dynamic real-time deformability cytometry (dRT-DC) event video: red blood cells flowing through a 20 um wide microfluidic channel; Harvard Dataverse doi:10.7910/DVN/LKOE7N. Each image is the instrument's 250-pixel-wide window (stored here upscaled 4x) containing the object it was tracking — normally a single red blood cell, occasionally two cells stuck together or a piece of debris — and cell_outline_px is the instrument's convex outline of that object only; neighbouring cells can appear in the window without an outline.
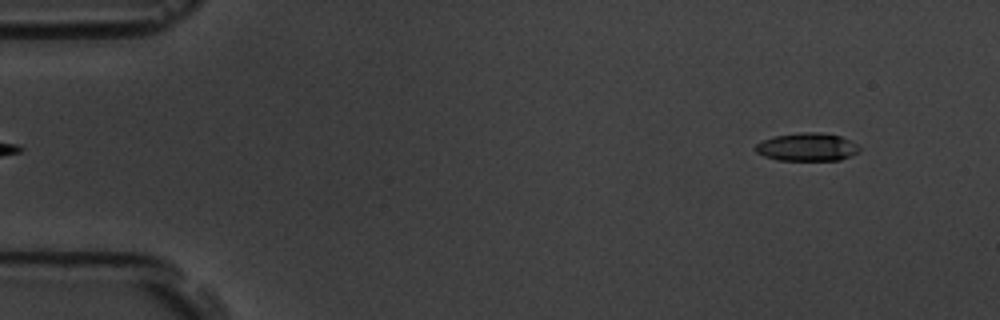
{"species": "common noctule bat (a hibernating species)", "species_latin": "Nyctalus noctula", "temperature_condition": "room temperature", "stored_images_in_passage": 6, "segment_of_instrument_passage": [2, 2], "camera_frame_rate_fps": 3000, "um_per_image_px": 0.085, "animal": {"sex": "male", "body_mass_g": 19.5, "forearm_length_mm": 54.6}, "frame": {"image": 1, "passage_image": 6, "time_ms": 5.667, "image_size_px": [1000, 320], "cell_outline_px": [[860, 152], [840, 160], [780, 160], [764, 156], [756, 152], [756, 144], [772, 136], [800, 132], [820, 132], [840, 136], [856, 144], [860, 148]], "centroid_in_image_um": [68.61, 12.49], "position_along_channel_um": 16.4, "area_um2": 16.94}}